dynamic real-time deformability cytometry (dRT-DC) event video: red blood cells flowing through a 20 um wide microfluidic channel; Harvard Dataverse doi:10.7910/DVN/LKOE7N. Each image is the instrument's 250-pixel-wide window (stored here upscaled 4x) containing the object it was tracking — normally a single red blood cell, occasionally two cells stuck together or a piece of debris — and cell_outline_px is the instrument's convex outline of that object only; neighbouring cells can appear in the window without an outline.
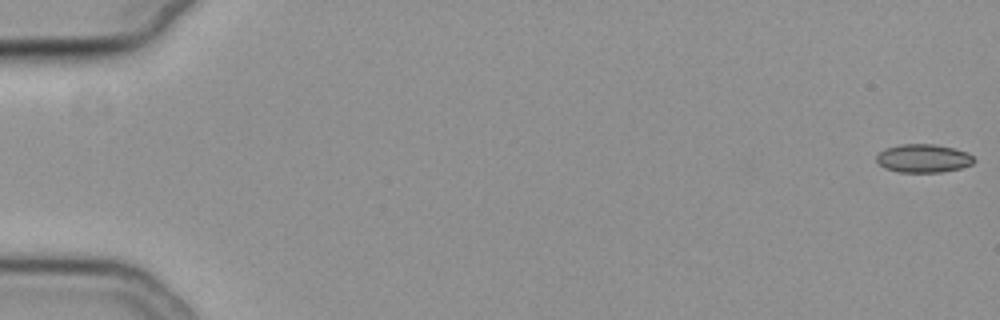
{"species": "common noctule bat (a hibernating species)", "species_latin": "Nyctalus noctula", "temperature_condition": "cold", "stored_images_in_passage": 56, "camera_frame_rate_fps": 3000, "um_per_image_px": 0.085, "animal": {"sex": "female", "body_mass_g": 19.3, "forearm_length_mm": 54.1}, "frame": {"image": 1, "passage_image": 1, "time_ms": 0.0, "image_size_px": [1000, 320], "cell_outline_px": [[976, 160], [972, 164], [960, 168], [940, 172], [900, 172], [884, 168], [876, 160], [876, 156], [884, 148], [900, 144], [936, 144], [968, 152]], "centroid_in_image_um": [78.48, 13.45], "position_along_channel_um": 6.5, "area_um2": 16.13}}
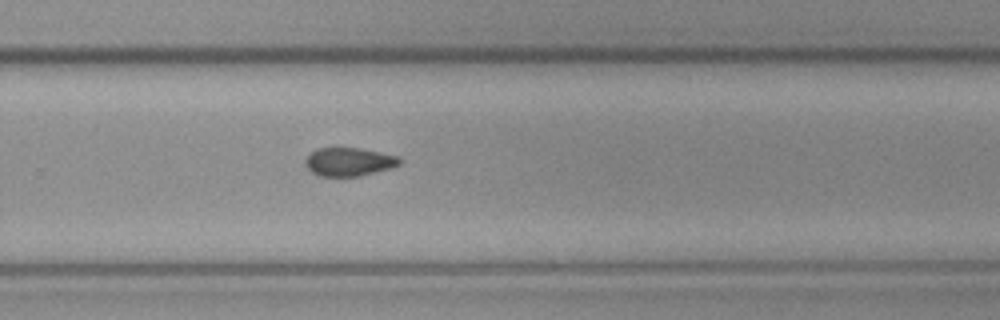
{"frame": {"image": 2, "passage_image": 38, "time_ms": 12.333, "image_size_px": [1000, 320], "cell_outline_px": [[400, 164], [392, 168], [360, 176], [320, 176], [312, 172], [304, 164], [304, 160], [316, 148], [356, 148], [380, 152], [396, 156], [400, 160]], "centroid_in_image_um": [29.64, 13.76], "position_along_channel_um": 300.2, "area_um2": 15.49}}
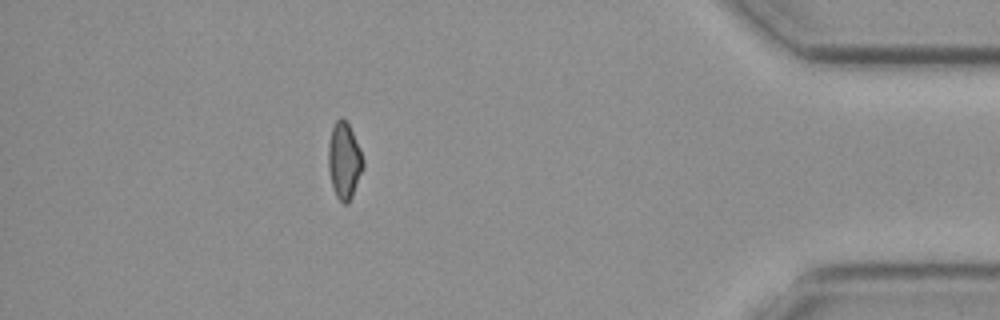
{"frame": {"image": 3, "passage_image": 50, "time_ms": 16.333, "image_size_px": [1000, 320], "cell_outline_px": [[364, 168], [352, 196], [348, 204], [344, 204], [336, 196], [332, 184], [328, 168], [328, 144], [332, 128], [336, 120], [340, 116], [348, 124], [360, 148], [364, 160]], "centroid_in_image_um": [29.26, 13.66], "position_along_channel_um": 405.9, "area_um2": 15.49}, "authors_computed_cell_mechanics": {"area_um2": 16.2996, "velocity_mm_per_s": 3.8174, "shape_relaxation_time_tau1_ms": 3.0453, "shape_relaxation_time_tau2_ms": null, "deformation_change_tau1": 0.0699, "deformation_change_tau2": null}}